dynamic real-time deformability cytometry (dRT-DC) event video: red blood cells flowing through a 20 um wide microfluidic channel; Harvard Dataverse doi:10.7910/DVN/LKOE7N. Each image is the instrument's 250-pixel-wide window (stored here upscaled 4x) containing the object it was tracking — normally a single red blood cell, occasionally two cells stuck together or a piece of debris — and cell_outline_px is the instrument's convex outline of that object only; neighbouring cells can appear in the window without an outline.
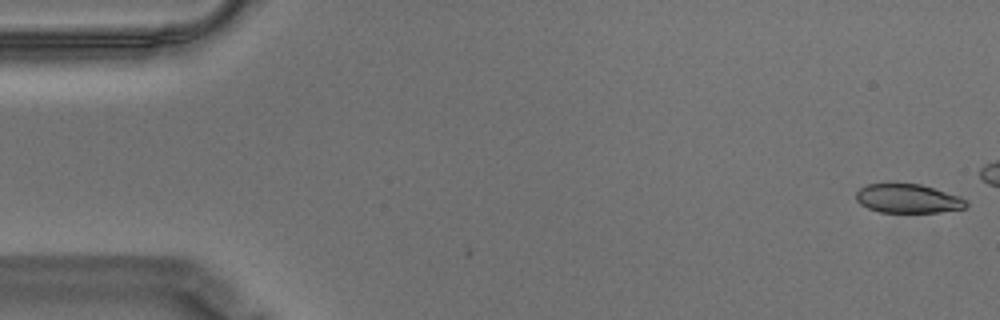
{"species": "Egyptian fruit bat (a non-hibernating species)", "species_latin": "Rousettus aegyptiacus", "temperature_condition": "warm", "stored_images_in_passage": 16, "camera_frame_rate_fps": 3000, "um_per_image_px": 0.085, "animal": {"sex": "male"}, "frame": {"image": 1, "passage_image": 1, "time_ms": 0.0, "image_size_px": [1000, 320], "cell_outline_px": [[968, 204], [964, 208], [940, 212], [880, 212], [868, 208], [860, 204], [856, 200], [856, 192], [860, 188], [868, 184], [920, 184], [960, 196], [968, 200]], "centroid_in_image_um": [77.19, 16.88], "position_along_channel_um": 7.8, "area_um2": 18.5}}